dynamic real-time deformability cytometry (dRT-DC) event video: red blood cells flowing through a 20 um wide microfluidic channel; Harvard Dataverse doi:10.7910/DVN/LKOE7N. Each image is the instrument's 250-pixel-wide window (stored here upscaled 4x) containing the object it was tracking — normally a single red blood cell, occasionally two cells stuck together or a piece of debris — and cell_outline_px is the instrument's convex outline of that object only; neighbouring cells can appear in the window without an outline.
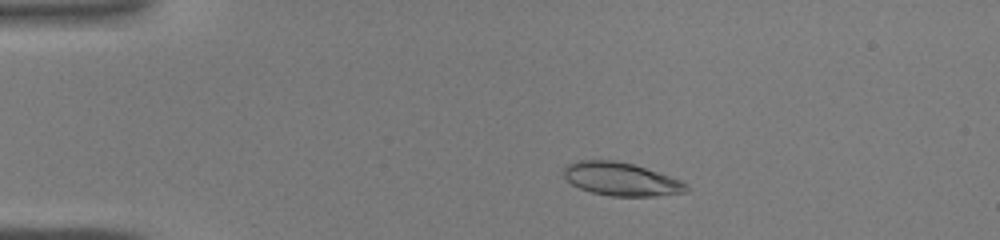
{"species": "common noctule bat (a hibernating species)", "species_latin": "Nyctalus noctula", "temperature_condition": "warm", "stored_images_in_passage": 43, "camera_frame_rate_fps": 3000, "um_per_image_px": 0.085, "animal": {"sex": "male", "body_mass_g": 19.0, "forearm_length_mm": 50.8}, "frame": {"image": 1, "passage_image": 8, "time_ms": 2.333, "image_size_px": [1000, 240], "cell_outline_px": [[692, 188], [688, 192], [656, 196], [612, 196], [592, 192], [580, 188], [572, 184], [564, 176], [564, 168], [568, 164], [576, 160], [616, 160], [632, 164], [680, 180], [688, 184]], "centroid_in_image_um": [52.82, 15.23], "position_along_channel_um": 32.2, "area_um2": 23.64}}
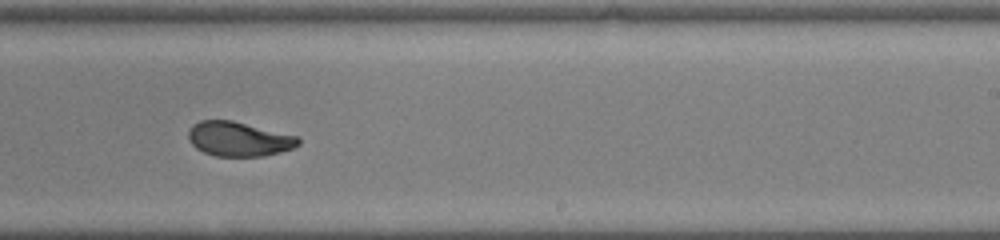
{"frame": {"image": 2, "passage_image": 27, "time_ms": 8.667, "image_size_px": [1000, 240], "cell_outline_px": [[300, 144], [292, 148], [280, 152], [264, 156], [216, 156], [204, 152], [196, 148], [192, 144], [188, 136], [188, 132], [192, 124], [200, 120], [232, 120], [300, 136]], "centroid_in_image_um": [20.32, 11.8], "position_along_channel_um": 268.7, "area_um2": 22.25}}
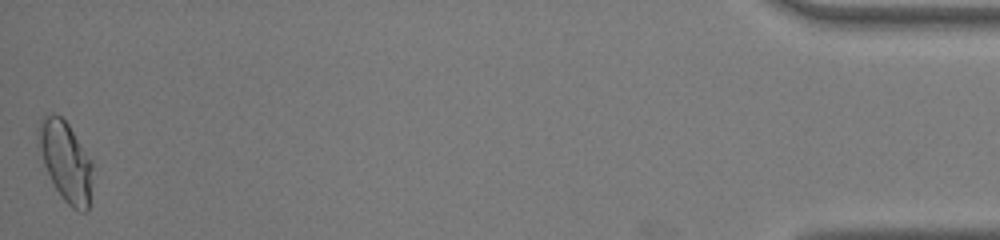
{"frame": {"image": 3, "passage_image": 43, "time_ms": 14.0, "image_size_px": [1000, 240], "cell_outline_px": [[92, 168], [88, 208], [84, 212], [80, 212], [72, 208], [64, 200], [56, 188], [44, 164], [36, 132], [36, 128], [40, 120], [44, 116], [52, 112], [60, 116], [68, 124], [92, 160]], "centroid_in_image_um": [5.57, 13.67], "position_along_channel_um": 429.6, "area_um2": 24.85}}